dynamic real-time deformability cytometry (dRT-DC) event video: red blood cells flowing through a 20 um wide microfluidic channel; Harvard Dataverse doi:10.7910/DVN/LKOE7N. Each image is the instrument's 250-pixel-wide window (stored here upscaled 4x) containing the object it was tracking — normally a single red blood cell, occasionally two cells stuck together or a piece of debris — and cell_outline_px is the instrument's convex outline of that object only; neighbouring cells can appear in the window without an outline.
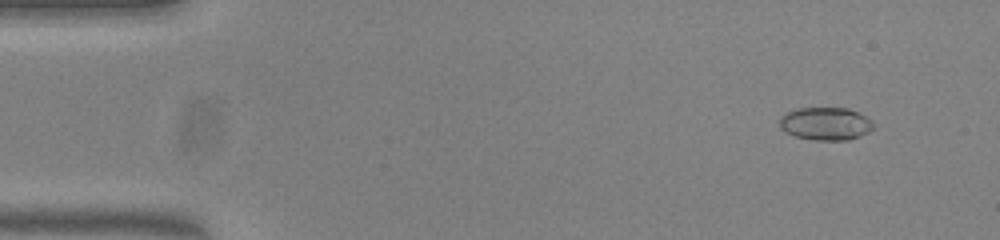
{"species": "common noctule bat (a hibernating species)", "species_latin": "Nyctalus noctula", "temperature_condition": "warm", "stored_images_in_passage": 53, "camera_frame_rate_fps": 3000, "um_per_image_px": 0.085, "animal": {"sex": "female", "body_mass_g": 23.0, "forearm_length_mm": 53.4}, "frame": {"image": 1, "passage_image": 4, "time_ms": 1.0, "image_size_px": [1000, 240], "cell_outline_px": [[876, 124], [868, 132], [860, 136], [848, 140], [812, 140], [796, 136], [784, 132], [780, 128], [780, 116], [796, 108], [848, 108], [872, 120]], "centroid_in_image_um": [70.17, 10.52], "position_along_channel_um": 14.8, "area_um2": 18.03}}
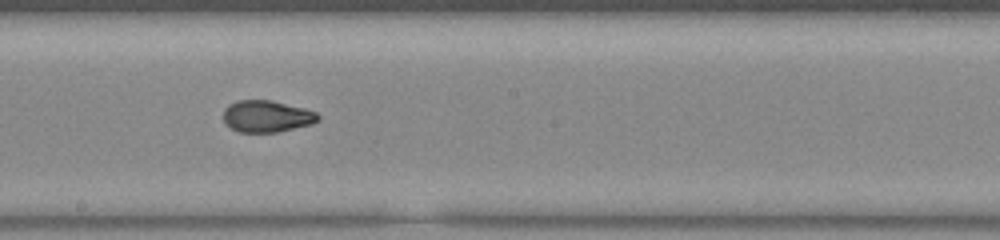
{"frame": {"image": 2, "passage_image": 29, "time_ms": 9.333, "image_size_px": [1000, 240], "cell_outline_px": [[320, 120], [312, 124], [276, 132], [240, 132], [224, 124], [224, 108], [228, 104], [236, 100], [272, 100], [304, 108], [316, 112], [320, 116]], "centroid_in_image_um": [22.67, 9.87], "position_along_channel_um": 225.5, "area_um2": 17.63}}
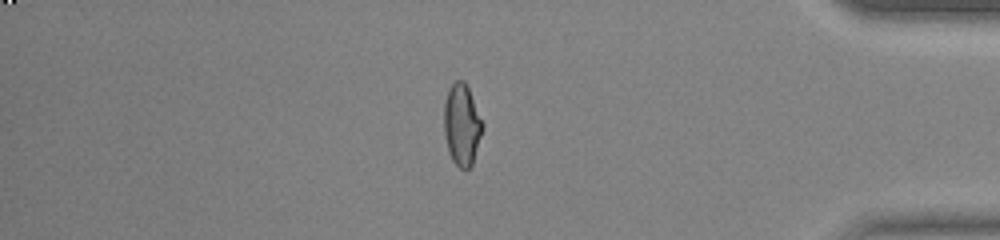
{"frame": {"image": 3, "passage_image": 45, "time_ms": 14.667, "image_size_px": [1000, 240], "cell_outline_px": [[484, 128], [472, 164], [468, 168], [460, 168], [452, 160], [448, 152], [444, 132], [444, 104], [448, 88], [456, 80], [464, 80], [468, 88], [484, 124]], "centroid_in_image_um": [39.26, 10.59], "position_along_channel_um": 395.9, "area_um2": 18.32}, "authors_computed_cell_mechanics": {"area_um2": 18.0336, "velocity_mm_per_s": 3.8393, "shape_relaxation_time_tau1_ms": 9.4594, "shape_relaxation_time_tau2_ms": 1.3428, "deformation_change_tau1": 0.2468, "deformation_change_tau2": 0.0651}}